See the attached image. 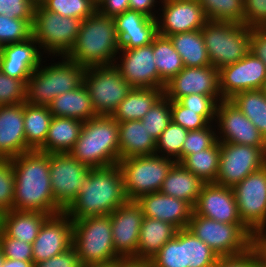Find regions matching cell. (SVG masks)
<instances>
[{
  "instance_id": "obj_1",
  "label": "cell",
  "mask_w": 266,
  "mask_h": 267,
  "mask_svg": "<svg viewBox=\"0 0 266 267\" xmlns=\"http://www.w3.org/2000/svg\"><path fill=\"white\" fill-rule=\"evenodd\" d=\"M15 176L13 210L55 215L63 210L55 203L50 182V154L31 150L11 158Z\"/></svg>"
},
{
  "instance_id": "obj_2",
  "label": "cell",
  "mask_w": 266,
  "mask_h": 267,
  "mask_svg": "<svg viewBox=\"0 0 266 267\" xmlns=\"http://www.w3.org/2000/svg\"><path fill=\"white\" fill-rule=\"evenodd\" d=\"M127 201L118 164L91 168L77 198L64 212L74 221L111 214Z\"/></svg>"
},
{
  "instance_id": "obj_3",
  "label": "cell",
  "mask_w": 266,
  "mask_h": 267,
  "mask_svg": "<svg viewBox=\"0 0 266 267\" xmlns=\"http://www.w3.org/2000/svg\"><path fill=\"white\" fill-rule=\"evenodd\" d=\"M85 71L84 66L66 56L45 57L27 80L25 102L32 106H49L58 95L81 86Z\"/></svg>"
},
{
  "instance_id": "obj_4",
  "label": "cell",
  "mask_w": 266,
  "mask_h": 267,
  "mask_svg": "<svg viewBox=\"0 0 266 267\" xmlns=\"http://www.w3.org/2000/svg\"><path fill=\"white\" fill-rule=\"evenodd\" d=\"M119 51L114 18L96 10L81 22L74 47L66 57L88 68L114 64Z\"/></svg>"
},
{
  "instance_id": "obj_5",
  "label": "cell",
  "mask_w": 266,
  "mask_h": 267,
  "mask_svg": "<svg viewBox=\"0 0 266 267\" xmlns=\"http://www.w3.org/2000/svg\"><path fill=\"white\" fill-rule=\"evenodd\" d=\"M69 153L90 168L118 164V122L112 116L104 115H97L85 121L79 138Z\"/></svg>"
},
{
  "instance_id": "obj_6",
  "label": "cell",
  "mask_w": 266,
  "mask_h": 267,
  "mask_svg": "<svg viewBox=\"0 0 266 267\" xmlns=\"http://www.w3.org/2000/svg\"><path fill=\"white\" fill-rule=\"evenodd\" d=\"M73 222L72 246L81 265H110L121 257L115 252L110 214Z\"/></svg>"
},
{
  "instance_id": "obj_7",
  "label": "cell",
  "mask_w": 266,
  "mask_h": 267,
  "mask_svg": "<svg viewBox=\"0 0 266 267\" xmlns=\"http://www.w3.org/2000/svg\"><path fill=\"white\" fill-rule=\"evenodd\" d=\"M201 32L211 65L218 70L250 52L251 28L244 23L209 20Z\"/></svg>"
},
{
  "instance_id": "obj_8",
  "label": "cell",
  "mask_w": 266,
  "mask_h": 267,
  "mask_svg": "<svg viewBox=\"0 0 266 267\" xmlns=\"http://www.w3.org/2000/svg\"><path fill=\"white\" fill-rule=\"evenodd\" d=\"M82 20L52 13L36 3L32 37L46 57L67 56L76 42Z\"/></svg>"
},
{
  "instance_id": "obj_9",
  "label": "cell",
  "mask_w": 266,
  "mask_h": 267,
  "mask_svg": "<svg viewBox=\"0 0 266 267\" xmlns=\"http://www.w3.org/2000/svg\"><path fill=\"white\" fill-rule=\"evenodd\" d=\"M176 161L158 154L121 159L118 166L128 201L159 192L163 181Z\"/></svg>"
},
{
  "instance_id": "obj_10",
  "label": "cell",
  "mask_w": 266,
  "mask_h": 267,
  "mask_svg": "<svg viewBox=\"0 0 266 267\" xmlns=\"http://www.w3.org/2000/svg\"><path fill=\"white\" fill-rule=\"evenodd\" d=\"M187 228L219 257L236 256L251 248L252 232L243 223H221L192 212Z\"/></svg>"
},
{
  "instance_id": "obj_11",
  "label": "cell",
  "mask_w": 266,
  "mask_h": 267,
  "mask_svg": "<svg viewBox=\"0 0 266 267\" xmlns=\"http://www.w3.org/2000/svg\"><path fill=\"white\" fill-rule=\"evenodd\" d=\"M219 256L188 228L178 230L150 260L156 267H213Z\"/></svg>"
},
{
  "instance_id": "obj_12",
  "label": "cell",
  "mask_w": 266,
  "mask_h": 267,
  "mask_svg": "<svg viewBox=\"0 0 266 267\" xmlns=\"http://www.w3.org/2000/svg\"><path fill=\"white\" fill-rule=\"evenodd\" d=\"M84 84L96 115L111 116L132 90L114 64L86 68Z\"/></svg>"
},
{
  "instance_id": "obj_13",
  "label": "cell",
  "mask_w": 266,
  "mask_h": 267,
  "mask_svg": "<svg viewBox=\"0 0 266 267\" xmlns=\"http://www.w3.org/2000/svg\"><path fill=\"white\" fill-rule=\"evenodd\" d=\"M266 165V147L220 142L216 184L233 188Z\"/></svg>"
},
{
  "instance_id": "obj_14",
  "label": "cell",
  "mask_w": 266,
  "mask_h": 267,
  "mask_svg": "<svg viewBox=\"0 0 266 267\" xmlns=\"http://www.w3.org/2000/svg\"><path fill=\"white\" fill-rule=\"evenodd\" d=\"M70 153L50 154V182L55 203L65 211L77 198L90 171Z\"/></svg>"
},
{
  "instance_id": "obj_15",
  "label": "cell",
  "mask_w": 266,
  "mask_h": 267,
  "mask_svg": "<svg viewBox=\"0 0 266 267\" xmlns=\"http://www.w3.org/2000/svg\"><path fill=\"white\" fill-rule=\"evenodd\" d=\"M238 212L251 231L266 227V165L233 187Z\"/></svg>"
},
{
  "instance_id": "obj_16",
  "label": "cell",
  "mask_w": 266,
  "mask_h": 267,
  "mask_svg": "<svg viewBox=\"0 0 266 267\" xmlns=\"http://www.w3.org/2000/svg\"><path fill=\"white\" fill-rule=\"evenodd\" d=\"M153 55V44L133 49H120L114 65L132 88H160L165 83L159 78Z\"/></svg>"
},
{
  "instance_id": "obj_17",
  "label": "cell",
  "mask_w": 266,
  "mask_h": 267,
  "mask_svg": "<svg viewBox=\"0 0 266 267\" xmlns=\"http://www.w3.org/2000/svg\"><path fill=\"white\" fill-rule=\"evenodd\" d=\"M215 126L219 142L266 147L265 137L229 100L218 103Z\"/></svg>"
},
{
  "instance_id": "obj_18",
  "label": "cell",
  "mask_w": 266,
  "mask_h": 267,
  "mask_svg": "<svg viewBox=\"0 0 266 267\" xmlns=\"http://www.w3.org/2000/svg\"><path fill=\"white\" fill-rule=\"evenodd\" d=\"M156 19L158 34L166 37L201 30L209 21L198 0H161Z\"/></svg>"
},
{
  "instance_id": "obj_19",
  "label": "cell",
  "mask_w": 266,
  "mask_h": 267,
  "mask_svg": "<svg viewBox=\"0 0 266 267\" xmlns=\"http://www.w3.org/2000/svg\"><path fill=\"white\" fill-rule=\"evenodd\" d=\"M219 80L222 99L229 100L237 93L262 89L266 80V65L249 52L238 62L222 67Z\"/></svg>"
},
{
  "instance_id": "obj_20",
  "label": "cell",
  "mask_w": 266,
  "mask_h": 267,
  "mask_svg": "<svg viewBox=\"0 0 266 267\" xmlns=\"http://www.w3.org/2000/svg\"><path fill=\"white\" fill-rule=\"evenodd\" d=\"M73 222L63 211L49 216L32 243L33 264L47 260L72 247Z\"/></svg>"
},
{
  "instance_id": "obj_21",
  "label": "cell",
  "mask_w": 266,
  "mask_h": 267,
  "mask_svg": "<svg viewBox=\"0 0 266 267\" xmlns=\"http://www.w3.org/2000/svg\"><path fill=\"white\" fill-rule=\"evenodd\" d=\"M221 95L219 70L212 65L203 67H184L172 77L163 90L169 100L178 101L189 94Z\"/></svg>"
},
{
  "instance_id": "obj_22",
  "label": "cell",
  "mask_w": 266,
  "mask_h": 267,
  "mask_svg": "<svg viewBox=\"0 0 266 267\" xmlns=\"http://www.w3.org/2000/svg\"><path fill=\"white\" fill-rule=\"evenodd\" d=\"M144 215L136 201H127L110 214L113 246L121 258L137 254L140 228Z\"/></svg>"
},
{
  "instance_id": "obj_23",
  "label": "cell",
  "mask_w": 266,
  "mask_h": 267,
  "mask_svg": "<svg viewBox=\"0 0 266 267\" xmlns=\"http://www.w3.org/2000/svg\"><path fill=\"white\" fill-rule=\"evenodd\" d=\"M193 212L221 223H243L239 216L233 188L216 183L203 185Z\"/></svg>"
},
{
  "instance_id": "obj_24",
  "label": "cell",
  "mask_w": 266,
  "mask_h": 267,
  "mask_svg": "<svg viewBox=\"0 0 266 267\" xmlns=\"http://www.w3.org/2000/svg\"><path fill=\"white\" fill-rule=\"evenodd\" d=\"M45 57L39 43L31 37L26 41L3 46L0 70L5 75L22 80L26 84Z\"/></svg>"
},
{
  "instance_id": "obj_25",
  "label": "cell",
  "mask_w": 266,
  "mask_h": 267,
  "mask_svg": "<svg viewBox=\"0 0 266 267\" xmlns=\"http://www.w3.org/2000/svg\"><path fill=\"white\" fill-rule=\"evenodd\" d=\"M135 201L141 207L144 217L171 223L179 230L189 225L193 207L185 200L153 192Z\"/></svg>"
},
{
  "instance_id": "obj_26",
  "label": "cell",
  "mask_w": 266,
  "mask_h": 267,
  "mask_svg": "<svg viewBox=\"0 0 266 267\" xmlns=\"http://www.w3.org/2000/svg\"><path fill=\"white\" fill-rule=\"evenodd\" d=\"M31 150L25 139L24 103L0 106V158L11 159Z\"/></svg>"
},
{
  "instance_id": "obj_27",
  "label": "cell",
  "mask_w": 266,
  "mask_h": 267,
  "mask_svg": "<svg viewBox=\"0 0 266 267\" xmlns=\"http://www.w3.org/2000/svg\"><path fill=\"white\" fill-rule=\"evenodd\" d=\"M118 128L120 160L155 154L156 141L141 120L118 122Z\"/></svg>"
},
{
  "instance_id": "obj_28",
  "label": "cell",
  "mask_w": 266,
  "mask_h": 267,
  "mask_svg": "<svg viewBox=\"0 0 266 267\" xmlns=\"http://www.w3.org/2000/svg\"><path fill=\"white\" fill-rule=\"evenodd\" d=\"M178 230L171 223L144 217L139 233L137 254L133 258L150 261L166 242L176 236Z\"/></svg>"
},
{
  "instance_id": "obj_29",
  "label": "cell",
  "mask_w": 266,
  "mask_h": 267,
  "mask_svg": "<svg viewBox=\"0 0 266 267\" xmlns=\"http://www.w3.org/2000/svg\"><path fill=\"white\" fill-rule=\"evenodd\" d=\"M48 107L53 117H67L85 122L97 116L84 83L72 91L58 95Z\"/></svg>"
},
{
  "instance_id": "obj_30",
  "label": "cell",
  "mask_w": 266,
  "mask_h": 267,
  "mask_svg": "<svg viewBox=\"0 0 266 267\" xmlns=\"http://www.w3.org/2000/svg\"><path fill=\"white\" fill-rule=\"evenodd\" d=\"M204 184L205 182L180 163H175L163 181L159 192L185 200L194 207Z\"/></svg>"
},
{
  "instance_id": "obj_31",
  "label": "cell",
  "mask_w": 266,
  "mask_h": 267,
  "mask_svg": "<svg viewBox=\"0 0 266 267\" xmlns=\"http://www.w3.org/2000/svg\"><path fill=\"white\" fill-rule=\"evenodd\" d=\"M50 215L43 212L10 210L2 214L1 230L11 238L32 244Z\"/></svg>"
},
{
  "instance_id": "obj_32",
  "label": "cell",
  "mask_w": 266,
  "mask_h": 267,
  "mask_svg": "<svg viewBox=\"0 0 266 267\" xmlns=\"http://www.w3.org/2000/svg\"><path fill=\"white\" fill-rule=\"evenodd\" d=\"M83 121L53 117L45 143L38 149L44 153H69L81 133Z\"/></svg>"
},
{
  "instance_id": "obj_33",
  "label": "cell",
  "mask_w": 266,
  "mask_h": 267,
  "mask_svg": "<svg viewBox=\"0 0 266 267\" xmlns=\"http://www.w3.org/2000/svg\"><path fill=\"white\" fill-rule=\"evenodd\" d=\"M163 95L160 88H132L111 116L117 122L142 120Z\"/></svg>"
},
{
  "instance_id": "obj_34",
  "label": "cell",
  "mask_w": 266,
  "mask_h": 267,
  "mask_svg": "<svg viewBox=\"0 0 266 267\" xmlns=\"http://www.w3.org/2000/svg\"><path fill=\"white\" fill-rule=\"evenodd\" d=\"M168 37L181 56L184 67L211 65L201 30L176 33Z\"/></svg>"
},
{
  "instance_id": "obj_35",
  "label": "cell",
  "mask_w": 266,
  "mask_h": 267,
  "mask_svg": "<svg viewBox=\"0 0 266 267\" xmlns=\"http://www.w3.org/2000/svg\"><path fill=\"white\" fill-rule=\"evenodd\" d=\"M52 118L48 106H32L24 102L25 139L32 150H38L45 143Z\"/></svg>"
},
{
  "instance_id": "obj_36",
  "label": "cell",
  "mask_w": 266,
  "mask_h": 267,
  "mask_svg": "<svg viewBox=\"0 0 266 267\" xmlns=\"http://www.w3.org/2000/svg\"><path fill=\"white\" fill-rule=\"evenodd\" d=\"M153 55L159 78L167 83L183 68V62L179 53L175 50L169 37L157 34L153 41Z\"/></svg>"
},
{
  "instance_id": "obj_37",
  "label": "cell",
  "mask_w": 266,
  "mask_h": 267,
  "mask_svg": "<svg viewBox=\"0 0 266 267\" xmlns=\"http://www.w3.org/2000/svg\"><path fill=\"white\" fill-rule=\"evenodd\" d=\"M220 142L212 147L187 155L180 164L205 183H215L219 170Z\"/></svg>"
},
{
  "instance_id": "obj_38",
  "label": "cell",
  "mask_w": 266,
  "mask_h": 267,
  "mask_svg": "<svg viewBox=\"0 0 266 267\" xmlns=\"http://www.w3.org/2000/svg\"><path fill=\"white\" fill-rule=\"evenodd\" d=\"M229 101L235 105L266 139V95L261 89L235 94Z\"/></svg>"
},
{
  "instance_id": "obj_39",
  "label": "cell",
  "mask_w": 266,
  "mask_h": 267,
  "mask_svg": "<svg viewBox=\"0 0 266 267\" xmlns=\"http://www.w3.org/2000/svg\"><path fill=\"white\" fill-rule=\"evenodd\" d=\"M210 21L244 23V0H198Z\"/></svg>"
},
{
  "instance_id": "obj_40",
  "label": "cell",
  "mask_w": 266,
  "mask_h": 267,
  "mask_svg": "<svg viewBox=\"0 0 266 267\" xmlns=\"http://www.w3.org/2000/svg\"><path fill=\"white\" fill-rule=\"evenodd\" d=\"M216 111H192L179 101L171 100V121L188 131L200 130L215 123Z\"/></svg>"
},
{
  "instance_id": "obj_41",
  "label": "cell",
  "mask_w": 266,
  "mask_h": 267,
  "mask_svg": "<svg viewBox=\"0 0 266 267\" xmlns=\"http://www.w3.org/2000/svg\"><path fill=\"white\" fill-rule=\"evenodd\" d=\"M188 130L172 121L156 141L155 154L181 162V152Z\"/></svg>"
},
{
  "instance_id": "obj_42",
  "label": "cell",
  "mask_w": 266,
  "mask_h": 267,
  "mask_svg": "<svg viewBox=\"0 0 266 267\" xmlns=\"http://www.w3.org/2000/svg\"><path fill=\"white\" fill-rule=\"evenodd\" d=\"M38 3L47 11L82 21L97 10L93 0H40Z\"/></svg>"
},
{
  "instance_id": "obj_43",
  "label": "cell",
  "mask_w": 266,
  "mask_h": 267,
  "mask_svg": "<svg viewBox=\"0 0 266 267\" xmlns=\"http://www.w3.org/2000/svg\"><path fill=\"white\" fill-rule=\"evenodd\" d=\"M148 133L157 141L171 122V100L164 95L147 111L141 120Z\"/></svg>"
},
{
  "instance_id": "obj_44",
  "label": "cell",
  "mask_w": 266,
  "mask_h": 267,
  "mask_svg": "<svg viewBox=\"0 0 266 267\" xmlns=\"http://www.w3.org/2000/svg\"><path fill=\"white\" fill-rule=\"evenodd\" d=\"M116 34L120 49H133L149 45L158 34L157 19H154L148 26L116 28Z\"/></svg>"
},
{
  "instance_id": "obj_45",
  "label": "cell",
  "mask_w": 266,
  "mask_h": 267,
  "mask_svg": "<svg viewBox=\"0 0 266 267\" xmlns=\"http://www.w3.org/2000/svg\"><path fill=\"white\" fill-rule=\"evenodd\" d=\"M32 23L33 20L8 18L0 14V44L4 46L31 38Z\"/></svg>"
},
{
  "instance_id": "obj_46",
  "label": "cell",
  "mask_w": 266,
  "mask_h": 267,
  "mask_svg": "<svg viewBox=\"0 0 266 267\" xmlns=\"http://www.w3.org/2000/svg\"><path fill=\"white\" fill-rule=\"evenodd\" d=\"M217 141L215 123H210L207 127L200 130L188 131L182 147L181 161L187 155L212 147Z\"/></svg>"
},
{
  "instance_id": "obj_47",
  "label": "cell",
  "mask_w": 266,
  "mask_h": 267,
  "mask_svg": "<svg viewBox=\"0 0 266 267\" xmlns=\"http://www.w3.org/2000/svg\"><path fill=\"white\" fill-rule=\"evenodd\" d=\"M15 176L11 159L0 160V211L6 213L13 209Z\"/></svg>"
},
{
  "instance_id": "obj_48",
  "label": "cell",
  "mask_w": 266,
  "mask_h": 267,
  "mask_svg": "<svg viewBox=\"0 0 266 267\" xmlns=\"http://www.w3.org/2000/svg\"><path fill=\"white\" fill-rule=\"evenodd\" d=\"M26 100V84L0 70V106L16 105Z\"/></svg>"
},
{
  "instance_id": "obj_49",
  "label": "cell",
  "mask_w": 266,
  "mask_h": 267,
  "mask_svg": "<svg viewBox=\"0 0 266 267\" xmlns=\"http://www.w3.org/2000/svg\"><path fill=\"white\" fill-rule=\"evenodd\" d=\"M0 247L6 258L33 261L32 244L8 237L2 230L0 231Z\"/></svg>"
},
{
  "instance_id": "obj_50",
  "label": "cell",
  "mask_w": 266,
  "mask_h": 267,
  "mask_svg": "<svg viewBox=\"0 0 266 267\" xmlns=\"http://www.w3.org/2000/svg\"><path fill=\"white\" fill-rule=\"evenodd\" d=\"M34 0H0V14L8 18L33 20Z\"/></svg>"
},
{
  "instance_id": "obj_51",
  "label": "cell",
  "mask_w": 266,
  "mask_h": 267,
  "mask_svg": "<svg viewBox=\"0 0 266 267\" xmlns=\"http://www.w3.org/2000/svg\"><path fill=\"white\" fill-rule=\"evenodd\" d=\"M221 95L189 94L178 101L192 111H216L218 103L222 101Z\"/></svg>"
},
{
  "instance_id": "obj_52",
  "label": "cell",
  "mask_w": 266,
  "mask_h": 267,
  "mask_svg": "<svg viewBox=\"0 0 266 267\" xmlns=\"http://www.w3.org/2000/svg\"><path fill=\"white\" fill-rule=\"evenodd\" d=\"M266 20V0H244V24L258 27Z\"/></svg>"
},
{
  "instance_id": "obj_53",
  "label": "cell",
  "mask_w": 266,
  "mask_h": 267,
  "mask_svg": "<svg viewBox=\"0 0 266 267\" xmlns=\"http://www.w3.org/2000/svg\"><path fill=\"white\" fill-rule=\"evenodd\" d=\"M213 267H260L255 251L250 248L236 256L219 257Z\"/></svg>"
},
{
  "instance_id": "obj_54",
  "label": "cell",
  "mask_w": 266,
  "mask_h": 267,
  "mask_svg": "<svg viewBox=\"0 0 266 267\" xmlns=\"http://www.w3.org/2000/svg\"><path fill=\"white\" fill-rule=\"evenodd\" d=\"M78 255L74 247L65 252L53 256L50 259L40 261L34 264V267H81Z\"/></svg>"
},
{
  "instance_id": "obj_55",
  "label": "cell",
  "mask_w": 266,
  "mask_h": 267,
  "mask_svg": "<svg viewBox=\"0 0 266 267\" xmlns=\"http://www.w3.org/2000/svg\"><path fill=\"white\" fill-rule=\"evenodd\" d=\"M153 20L140 12L130 9L114 17L115 28L148 26Z\"/></svg>"
},
{
  "instance_id": "obj_56",
  "label": "cell",
  "mask_w": 266,
  "mask_h": 267,
  "mask_svg": "<svg viewBox=\"0 0 266 267\" xmlns=\"http://www.w3.org/2000/svg\"><path fill=\"white\" fill-rule=\"evenodd\" d=\"M129 9V0H101L97 4V11L99 13L112 18Z\"/></svg>"
},
{
  "instance_id": "obj_57",
  "label": "cell",
  "mask_w": 266,
  "mask_h": 267,
  "mask_svg": "<svg viewBox=\"0 0 266 267\" xmlns=\"http://www.w3.org/2000/svg\"><path fill=\"white\" fill-rule=\"evenodd\" d=\"M250 52L266 65V34L258 27L251 28Z\"/></svg>"
},
{
  "instance_id": "obj_58",
  "label": "cell",
  "mask_w": 266,
  "mask_h": 267,
  "mask_svg": "<svg viewBox=\"0 0 266 267\" xmlns=\"http://www.w3.org/2000/svg\"><path fill=\"white\" fill-rule=\"evenodd\" d=\"M161 0H129L130 10H135L149 18L156 19L158 16Z\"/></svg>"
},
{
  "instance_id": "obj_59",
  "label": "cell",
  "mask_w": 266,
  "mask_h": 267,
  "mask_svg": "<svg viewBox=\"0 0 266 267\" xmlns=\"http://www.w3.org/2000/svg\"><path fill=\"white\" fill-rule=\"evenodd\" d=\"M251 248L258 256L259 262H266V227L252 232Z\"/></svg>"
},
{
  "instance_id": "obj_60",
  "label": "cell",
  "mask_w": 266,
  "mask_h": 267,
  "mask_svg": "<svg viewBox=\"0 0 266 267\" xmlns=\"http://www.w3.org/2000/svg\"><path fill=\"white\" fill-rule=\"evenodd\" d=\"M111 267H149V261L137 258H120Z\"/></svg>"
},
{
  "instance_id": "obj_61",
  "label": "cell",
  "mask_w": 266,
  "mask_h": 267,
  "mask_svg": "<svg viewBox=\"0 0 266 267\" xmlns=\"http://www.w3.org/2000/svg\"><path fill=\"white\" fill-rule=\"evenodd\" d=\"M1 267H34L33 261L12 260L6 258Z\"/></svg>"
},
{
  "instance_id": "obj_62",
  "label": "cell",
  "mask_w": 266,
  "mask_h": 267,
  "mask_svg": "<svg viewBox=\"0 0 266 267\" xmlns=\"http://www.w3.org/2000/svg\"><path fill=\"white\" fill-rule=\"evenodd\" d=\"M5 259L6 257L4 256L2 249L0 247V267L3 266Z\"/></svg>"
},
{
  "instance_id": "obj_63",
  "label": "cell",
  "mask_w": 266,
  "mask_h": 267,
  "mask_svg": "<svg viewBox=\"0 0 266 267\" xmlns=\"http://www.w3.org/2000/svg\"><path fill=\"white\" fill-rule=\"evenodd\" d=\"M258 28L266 34V20L261 25H259Z\"/></svg>"
},
{
  "instance_id": "obj_64",
  "label": "cell",
  "mask_w": 266,
  "mask_h": 267,
  "mask_svg": "<svg viewBox=\"0 0 266 267\" xmlns=\"http://www.w3.org/2000/svg\"><path fill=\"white\" fill-rule=\"evenodd\" d=\"M81 267H111L110 265H82Z\"/></svg>"
},
{
  "instance_id": "obj_65",
  "label": "cell",
  "mask_w": 266,
  "mask_h": 267,
  "mask_svg": "<svg viewBox=\"0 0 266 267\" xmlns=\"http://www.w3.org/2000/svg\"><path fill=\"white\" fill-rule=\"evenodd\" d=\"M261 90H262L263 93L266 95V80H265L264 85H263V87H262Z\"/></svg>"
},
{
  "instance_id": "obj_66",
  "label": "cell",
  "mask_w": 266,
  "mask_h": 267,
  "mask_svg": "<svg viewBox=\"0 0 266 267\" xmlns=\"http://www.w3.org/2000/svg\"><path fill=\"white\" fill-rule=\"evenodd\" d=\"M2 212L0 211V231H1V224H2Z\"/></svg>"
},
{
  "instance_id": "obj_67",
  "label": "cell",
  "mask_w": 266,
  "mask_h": 267,
  "mask_svg": "<svg viewBox=\"0 0 266 267\" xmlns=\"http://www.w3.org/2000/svg\"><path fill=\"white\" fill-rule=\"evenodd\" d=\"M260 267H266V262H260Z\"/></svg>"
},
{
  "instance_id": "obj_68",
  "label": "cell",
  "mask_w": 266,
  "mask_h": 267,
  "mask_svg": "<svg viewBox=\"0 0 266 267\" xmlns=\"http://www.w3.org/2000/svg\"><path fill=\"white\" fill-rule=\"evenodd\" d=\"M2 49H3V46L0 44V59H1V56H2Z\"/></svg>"
},
{
  "instance_id": "obj_69",
  "label": "cell",
  "mask_w": 266,
  "mask_h": 267,
  "mask_svg": "<svg viewBox=\"0 0 266 267\" xmlns=\"http://www.w3.org/2000/svg\"><path fill=\"white\" fill-rule=\"evenodd\" d=\"M149 267H156L151 261H149Z\"/></svg>"
},
{
  "instance_id": "obj_70",
  "label": "cell",
  "mask_w": 266,
  "mask_h": 267,
  "mask_svg": "<svg viewBox=\"0 0 266 267\" xmlns=\"http://www.w3.org/2000/svg\"><path fill=\"white\" fill-rule=\"evenodd\" d=\"M101 0H93V2L97 5Z\"/></svg>"
}]
</instances>
